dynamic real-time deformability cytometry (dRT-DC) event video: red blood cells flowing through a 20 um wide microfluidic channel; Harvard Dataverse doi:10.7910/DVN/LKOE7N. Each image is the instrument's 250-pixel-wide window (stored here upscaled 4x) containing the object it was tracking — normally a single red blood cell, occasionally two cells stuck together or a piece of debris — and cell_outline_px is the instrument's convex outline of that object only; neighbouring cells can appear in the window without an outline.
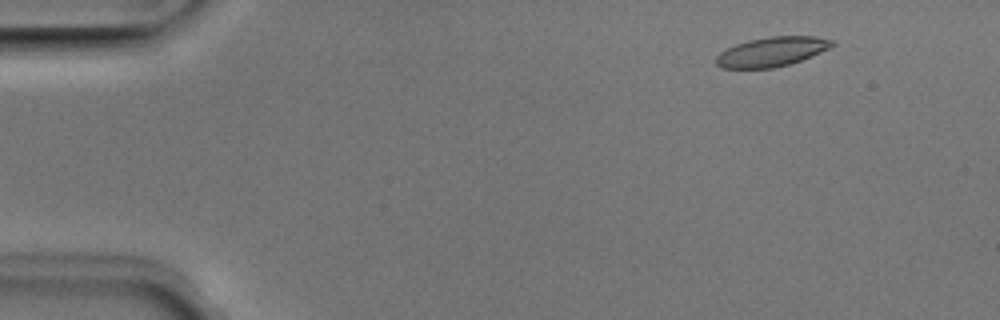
{"species": "Egyptian fruit bat (a non-hibernating species)", "species_latin": "Rousettus aegyptiacus", "temperature_condition": "room temperature", "stored_images_in_passage": 49, "camera_frame_rate_fps": 3000, "um_per_image_px": 0.085, "animal": {"sex": "male"}, "frame": {"image": 1, "passage_image": 4, "time_ms": 1.0, "image_size_px": [1000, 320], "cell_outline_px": [[836, 44], [812, 56], [788, 64], [772, 68], [720, 68], [716, 64], [716, 56], [720, 52], [736, 44], [748, 40], [768, 36], [816, 36], [832, 40]], "centroid_in_image_um": [65.58, 4.39], "position_along_channel_um": 19.4, "area_um2": 19.83}}
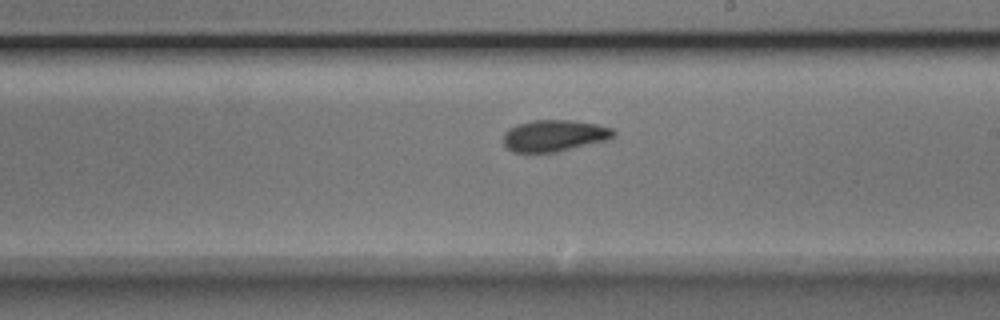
{"frame": {"image": 2, "passage_image": 28, "time_ms": 9.0, "image_size_px": [1000, 320], "cell_outline_px": [[616, 136], [612, 140], [556, 152], [512, 152], [504, 144], [504, 132], [508, 128], [516, 124], [532, 120], [572, 120], [596, 124], [612, 128], [616, 132]], "centroid_in_image_um": [47.17, 11.53], "position_along_channel_um": 241.8, "area_um2": 20.63}}
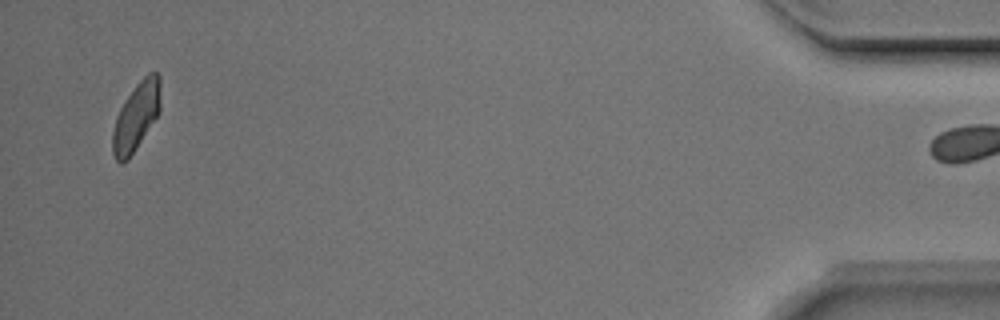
{"frame": {"image": 3, "passage_image": 48, "time_ms": 15.667, "image_size_px": [1000, 320], "cell_outline_px": [[160, 112], [128, 160], [120, 164], [116, 160], [112, 152], [112, 132], [116, 116], [120, 108], [136, 84], [148, 72], [156, 72], [160, 76]], "centroid_in_image_um": [11.57, 9.91], "position_along_channel_um": 423.6, "area_um2": 19.02}, "authors_computed_cell_mechanics": {"area_um2": 20.1144, "velocity_mm_per_s": 3.9589, "shape_relaxation_time_tau1_ms": 5.1952, "shape_relaxation_time_tau2_ms": 1.4027, "deformation_change_tau1": 0.1304, "deformation_change_tau2": 0.0659}}